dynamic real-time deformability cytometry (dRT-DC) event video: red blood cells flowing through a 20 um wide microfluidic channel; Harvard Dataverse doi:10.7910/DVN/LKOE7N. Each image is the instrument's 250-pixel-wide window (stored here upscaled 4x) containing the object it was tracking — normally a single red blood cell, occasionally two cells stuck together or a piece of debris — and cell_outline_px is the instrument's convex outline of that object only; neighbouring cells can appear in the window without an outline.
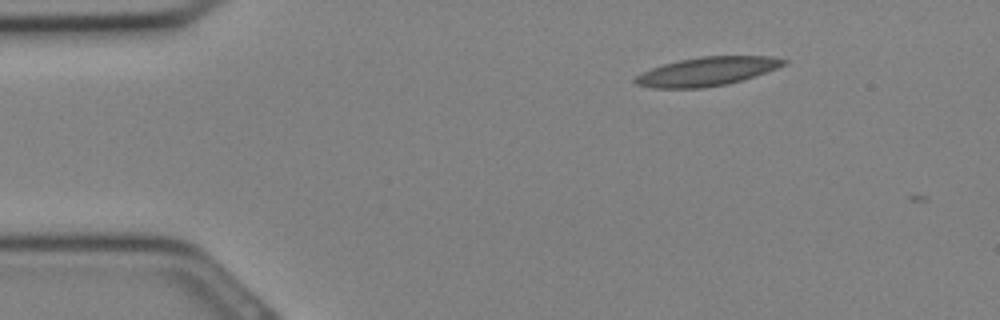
{"species": "Egyptian fruit bat (a non-hibernating species)", "species_latin": "Rousettus aegyptiacus", "temperature_condition": "cold", "stored_images_in_passage": 4, "camera_frame_rate_fps": 3000, "um_per_image_px": 0.085, "animal": {"sex": "female"}, "frame": {"image": 1, "passage_image": 1, "time_ms": 0.0, "image_size_px": [1000, 320], "cell_outline_px": [[788, 60], [784, 64], [776, 68], [728, 84], [704, 88], [652, 88], [636, 84], [632, 80], [636, 76], [652, 68], [664, 64], [680, 60], [700, 56], [772, 56]], "centroid_in_image_um": [60.06, 6.07], "position_along_channel_um": 24.9, "area_um2": 24.57}}